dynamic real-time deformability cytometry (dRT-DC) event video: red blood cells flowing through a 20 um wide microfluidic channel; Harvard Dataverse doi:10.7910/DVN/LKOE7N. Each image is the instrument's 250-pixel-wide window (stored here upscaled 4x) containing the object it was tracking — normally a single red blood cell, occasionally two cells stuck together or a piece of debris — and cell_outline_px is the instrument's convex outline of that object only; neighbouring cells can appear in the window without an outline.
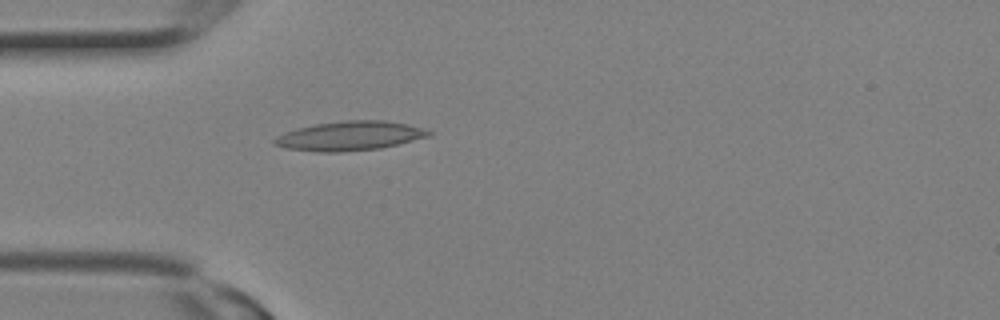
{"species": "Egyptian fruit bat (a non-hibernating species)", "species_latin": "Rousettus aegyptiacus", "temperature_condition": "room temperature", "stored_images_in_passage": 3, "camera_frame_rate_fps": 3000, "um_per_image_px": 0.085, "animal": {"sex": "female"}, "frame": {"image": 1, "passage_image": 3, "time_ms": 0.667, "image_size_px": [1000, 320], "cell_outline_px": [[436, 132], [432, 136], [380, 148], [340, 152], [324, 152], [284, 148], [272, 144], [272, 140], [276, 136], [284, 132], [296, 128], [316, 124], [344, 120], [384, 120], [408, 124], [424, 128]], "centroid_in_image_um": [29.75, 11.54], "position_along_channel_um": 55.2, "area_um2": 26.59}}